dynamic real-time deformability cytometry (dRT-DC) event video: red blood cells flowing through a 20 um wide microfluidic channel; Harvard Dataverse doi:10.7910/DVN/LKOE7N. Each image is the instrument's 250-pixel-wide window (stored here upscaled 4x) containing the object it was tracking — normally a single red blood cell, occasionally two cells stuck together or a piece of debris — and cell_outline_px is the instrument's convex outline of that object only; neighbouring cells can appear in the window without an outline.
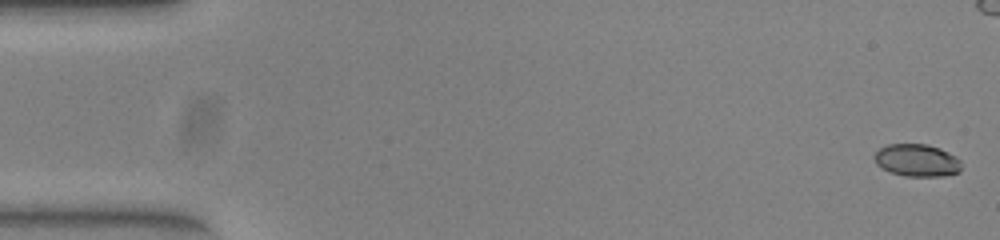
{"species": "common noctule bat (a hibernating species)", "species_latin": "Nyctalus noctula", "temperature_condition": "warm", "stored_images_in_passage": 53, "camera_frame_rate_fps": 3000, "um_per_image_px": 0.085, "animal": {"sex": "female", "body_mass_g": 23.0, "forearm_length_mm": 53.4}, "frame": {"image": 1, "passage_image": 1, "time_ms": 0.0, "image_size_px": [1000, 240], "cell_outline_px": [[960, 172], [944, 176], [904, 176], [892, 172], [876, 164], [872, 156], [880, 148], [888, 144], [928, 144], [940, 148], [956, 156], [960, 160]], "centroid_in_image_um": [77.94, 13.62], "position_along_channel_um": 7.1, "area_um2": 16.47}}
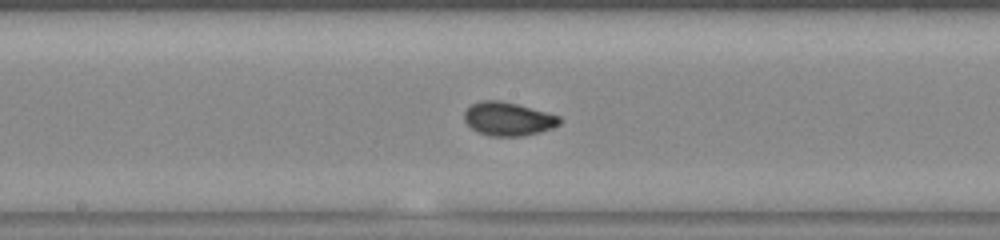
{"frame": {"image": 2, "passage_image": 27, "time_ms": 8.667, "image_size_px": [1000, 240], "cell_outline_px": [[560, 124], [552, 128], [540, 132], [524, 136], [492, 136], [480, 132], [472, 128], [464, 120], [464, 112], [472, 104], [480, 100], [500, 100], [516, 104], [560, 116]], "centroid_in_image_um": [43.19, 10.1], "position_along_channel_um": 205.0, "area_um2": 18.44}}
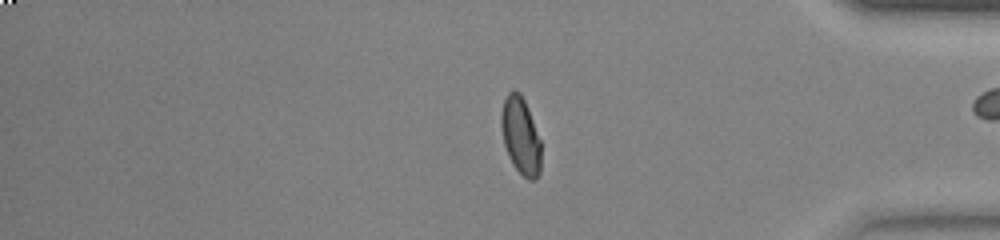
{"frame": {"image": 3, "passage_image": 43, "time_ms": 14.0, "image_size_px": [1000, 240], "cell_outline_px": [[540, 172], [536, 180], [528, 180], [512, 164], [508, 156], [504, 144], [500, 124], [500, 116], [504, 100], [508, 92], [520, 92], [528, 108], [540, 140]], "centroid_in_image_um": [44.24, 11.56], "position_along_channel_um": 391.0, "area_um2": 17.8}, "authors_computed_cell_mechanics": {"area_um2": 17.9758, "velocity_mm_per_s": 3.9689, "shape_relaxation_time_tau1_ms": 6.3802, "shape_relaxation_time_tau2_ms": 0.8387, "deformation_change_tau1": 0.1868, "deformation_change_tau2": 0.0407}}